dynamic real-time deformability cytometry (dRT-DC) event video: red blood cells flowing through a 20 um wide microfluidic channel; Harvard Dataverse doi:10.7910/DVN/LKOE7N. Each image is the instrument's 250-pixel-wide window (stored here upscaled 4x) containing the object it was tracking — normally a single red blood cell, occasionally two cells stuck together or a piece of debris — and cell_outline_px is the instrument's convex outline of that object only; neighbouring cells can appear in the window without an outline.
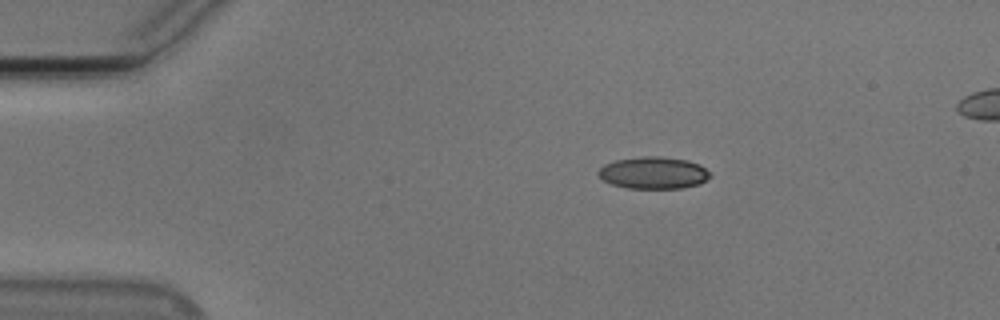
{"species": "Egyptian fruit bat (a non-hibernating species)", "species_latin": "Rousettus aegyptiacus", "temperature_condition": "cold", "stored_images_in_passage": 9, "camera_frame_rate_fps": 3000, "um_per_image_px": 0.085, "animal": {"sex": "male"}, "frame": {"image": 1, "passage_image": 1, "time_ms": 0.0, "image_size_px": [1000, 320], "cell_outline_px": [[712, 176], [700, 184], [680, 188], [628, 188], [612, 184], [604, 180], [596, 172], [604, 164], [616, 160], [644, 156], [660, 156], [688, 160], [700, 164], [712, 172]], "centroid_in_image_um": [55.59, 14.68], "position_along_channel_um": 29.4, "area_um2": 20.98}}